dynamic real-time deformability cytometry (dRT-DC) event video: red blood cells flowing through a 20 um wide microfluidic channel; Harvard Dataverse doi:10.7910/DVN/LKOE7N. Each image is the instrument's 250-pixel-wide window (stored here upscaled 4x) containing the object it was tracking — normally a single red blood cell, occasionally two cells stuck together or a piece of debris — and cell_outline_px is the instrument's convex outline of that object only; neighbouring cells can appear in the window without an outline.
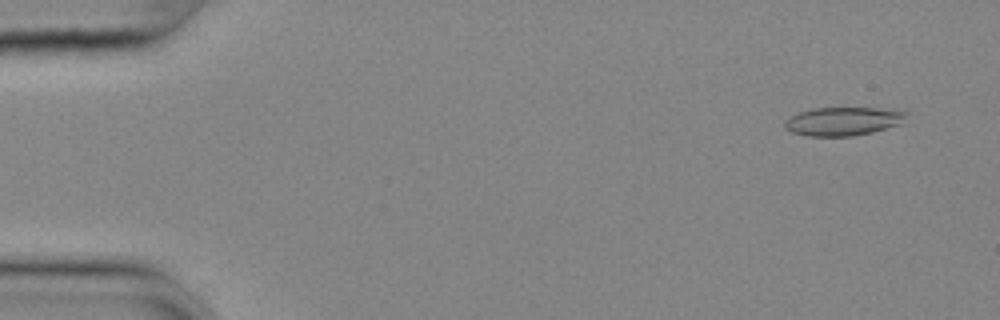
{"species": "common noctule bat (a hibernating species)", "species_latin": "Nyctalus noctula", "temperature_condition": "cold", "stored_images_in_passage": 56, "camera_frame_rate_fps": 3000, "um_per_image_px": 0.085, "animal": {"sex": "female", "body_mass_g": 25.1}, "frame": {"image": 1, "passage_image": 4, "time_ms": 1.0, "image_size_px": [1000, 320], "cell_outline_px": [[908, 112], [900, 124], [872, 132], [852, 136], [808, 136], [792, 132], [784, 128], [784, 120], [800, 112], [812, 108], [876, 108]], "centroid_in_image_um": [71.62, 10.31], "position_along_channel_um": 13.4, "area_um2": 20.0}}
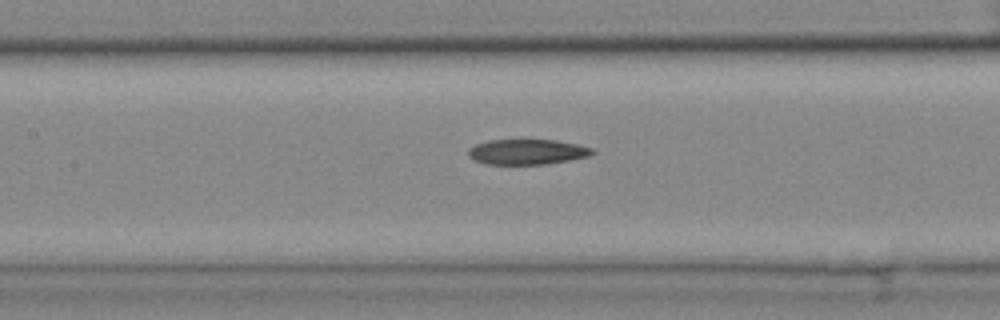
{"frame": {"image": 2, "passage_image": 26, "time_ms": 8.333, "image_size_px": [1000, 320], "cell_outline_px": [[596, 152], [588, 156], [548, 164], [488, 164], [476, 160], [468, 156], [468, 148], [476, 144], [488, 140], [556, 140], [576, 144], [592, 148]], "centroid_in_image_um": [44.8, 12.9], "position_along_channel_um": 162.6, "area_um2": 18.15}}
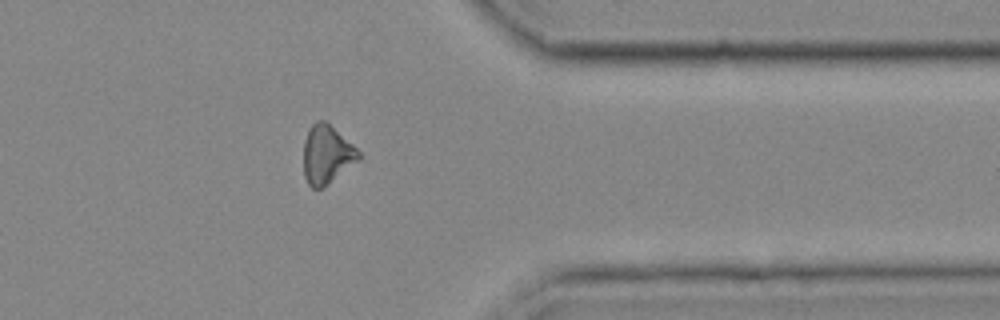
{"frame": {"image": 3, "passage_image": 45, "time_ms": 14.667, "image_size_px": [1000, 320], "cell_outline_px": [[360, 156], [356, 160], [328, 184], [320, 188], [312, 188], [308, 184], [304, 176], [304, 140], [308, 128], [316, 120], [324, 120], [352, 144], [360, 152]], "centroid_in_image_um": [27.72, 13.11], "position_along_channel_um": 383.7, "area_um2": 18.32}}